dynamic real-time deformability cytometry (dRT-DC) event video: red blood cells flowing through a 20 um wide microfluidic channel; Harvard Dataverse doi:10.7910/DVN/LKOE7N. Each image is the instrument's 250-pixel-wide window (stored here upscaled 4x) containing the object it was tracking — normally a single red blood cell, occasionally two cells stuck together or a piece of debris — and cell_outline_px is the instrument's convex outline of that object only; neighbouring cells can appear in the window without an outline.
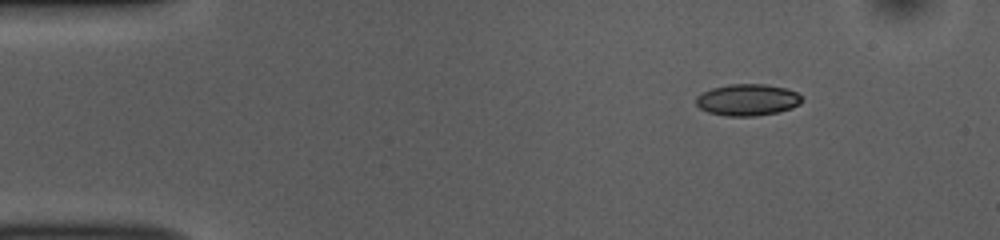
{"species": "common noctule bat (a hibernating species)", "species_latin": "Nyctalus noctula", "temperature_condition": "room temperature", "stored_images_in_passage": 46, "camera_frame_rate_fps": 3000, "um_per_image_px": 0.085, "animal": {"sex": "female", "body_mass_g": 10.0, "forearm_length_mm": 53.1}, "frame": {"image": 1, "passage_image": 1, "time_ms": 0.0, "image_size_px": [1000, 240], "cell_outline_px": [[804, 100], [800, 104], [792, 108], [780, 112], [756, 116], [728, 116], [708, 112], [700, 108], [696, 104], [696, 96], [712, 88], [728, 84], [764, 84], [788, 88], [796, 92]], "centroid_in_image_um": [63.57, 8.49], "position_along_channel_um": 21.4, "area_um2": 19.65}}
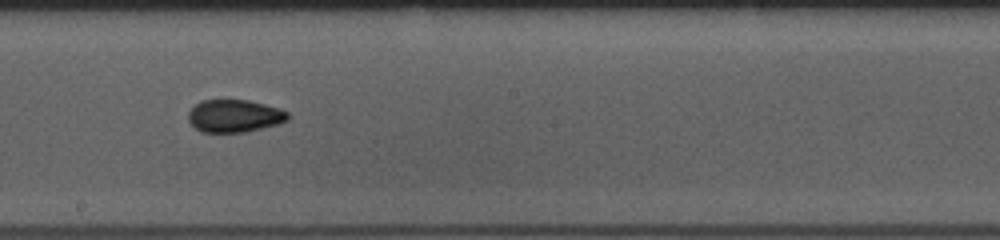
{"frame": {"image": 2, "passage_image": 23, "time_ms": 7.333, "image_size_px": [1000, 240], "cell_outline_px": [[288, 120], [276, 124], [244, 132], [200, 132], [188, 120], [188, 112], [200, 100], [248, 100], [280, 108], [288, 112]], "centroid_in_image_um": [19.91, 9.85], "position_along_channel_um": 228.3, "area_um2": 18.79}}
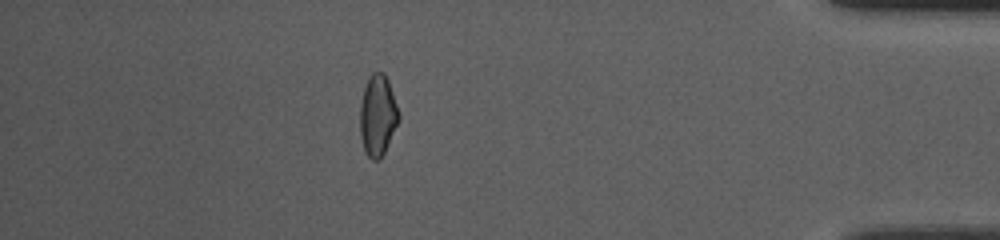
{"frame": {"image": 3, "passage_image": 40, "time_ms": 13.0, "image_size_px": [1000, 240], "cell_outline_px": [[400, 120], [380, 160], [372, 160], [364, 152], [360, 136], [360, 104], [364, 88], [368, 76], [372, 72], [384, 72], [388, 80], [400, 112]], "centroid_in_image_um": [32.11, 9.81], "position_along_channel_um": 403.1, "area_um2": 18.61}, "authors_computed_cell_mechanics": {"area_um2": 18.6116, "velocity_mm_per_s": 3.8548, "shape_relaxation_time_tau1_ms": null, "shape_relaxation_time_tau2_ms": 2.1955, "deformation_change_tau1": null, "deformation_change_tau2": 0.0731}}